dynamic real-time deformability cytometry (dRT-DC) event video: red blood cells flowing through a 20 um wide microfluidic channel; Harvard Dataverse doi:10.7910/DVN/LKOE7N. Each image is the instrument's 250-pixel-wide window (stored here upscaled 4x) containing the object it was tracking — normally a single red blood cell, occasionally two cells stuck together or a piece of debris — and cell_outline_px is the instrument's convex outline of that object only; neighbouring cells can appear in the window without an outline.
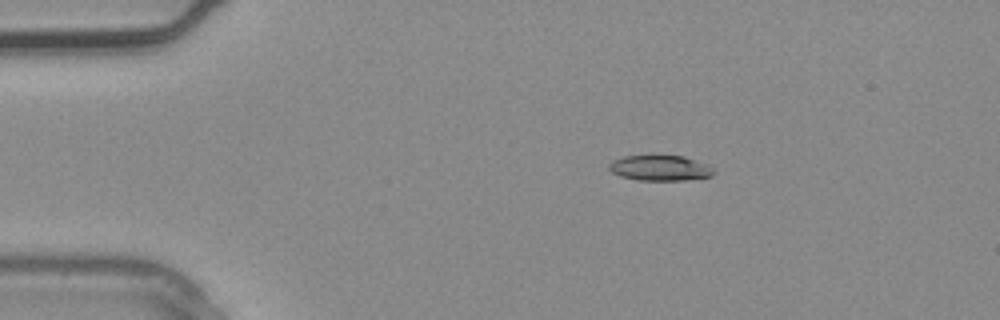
{"species": "common noctule bat (a hibernating species)", "species_latin": "Nyctalus noctula", "temperature_condition": "warm", "stored_images_in_passage": 3, "camera_frame_rate_fps": 3000, "um_per_image_px": 0.085, "animal": {"sex": "male", "body_mass_g": 20.4}, "frame": {"image": 1, "passage_image": 2, "time_ms": 0.333, "image_size_px": [1000, 320], "cell_outline_px": [[716, 172], [712, 176], [684, 180], [636, 180], [620, 176], [612, 172], [608, 168], [608, 164], [612, 160], [624, 156], [652, 152], [684, 156], [708, 164]], "centroid_in_image_um": [56.07, 14.22], "position_along_channel_um": 28.9, "area_um2": 16.42}}